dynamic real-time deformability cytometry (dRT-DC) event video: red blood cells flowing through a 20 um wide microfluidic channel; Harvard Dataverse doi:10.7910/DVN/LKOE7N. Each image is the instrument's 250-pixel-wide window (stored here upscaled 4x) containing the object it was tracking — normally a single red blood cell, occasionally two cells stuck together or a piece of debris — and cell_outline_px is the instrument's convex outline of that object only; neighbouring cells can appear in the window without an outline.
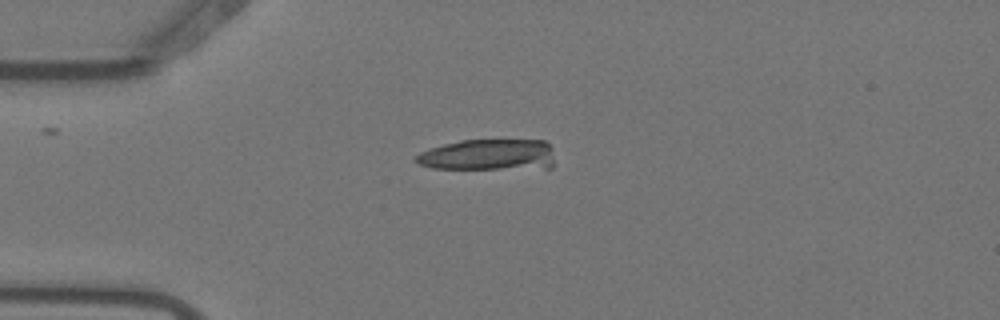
{"species": "Egyptian fruit bat (a non-hibernating species)", "species_latin": "Rousettus aegyptiacus", "temperature_condition": "warm", "stored_images_in_passage": 4, "camera_frame_rate_fps": 3000, "um_per_image_px": 0.085, "animal": {"sex": "female"}, "frame": {"image": 1, "passage_image": 2, "time_ms": 0.333, "image_size_px": [1000, 320], "cell_outline_px": [[552, 168], [432, 168], [420, 164], [412, 160], [420, 152], [444, 144], [460, 140], [544, 140], [552, 148]], "centroid_in_image_um": [41.51, 13.15], "position_along_channel_um": 43.5, "area_um2": 25.03}}